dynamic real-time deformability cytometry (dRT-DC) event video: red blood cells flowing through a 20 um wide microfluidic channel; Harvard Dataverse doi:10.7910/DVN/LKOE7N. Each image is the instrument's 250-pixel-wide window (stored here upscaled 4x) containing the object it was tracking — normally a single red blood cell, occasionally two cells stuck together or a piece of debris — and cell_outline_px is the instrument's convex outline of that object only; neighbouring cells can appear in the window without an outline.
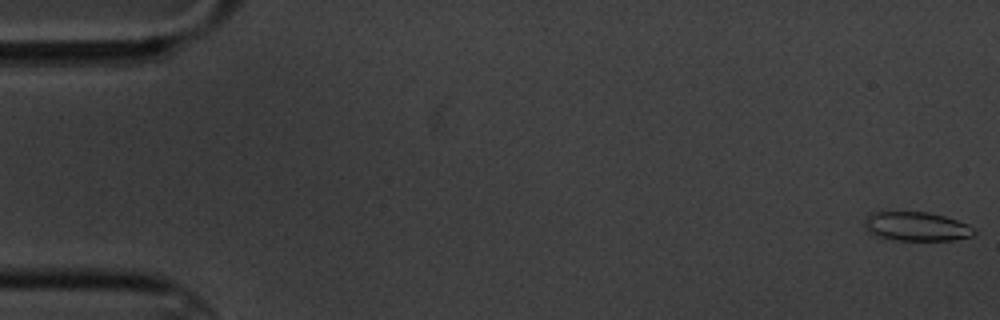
{"species": "common noctule bat (a hibernating species)", "species_latin": "Nyctalus noctula", "temperature_condition": "cold", "stored_images_in_passage": 6, "camera_frame_rate_fps": 3000, "um_per_image_px": 0.085, "animal": {"sex": "male", "body_mass_g": 20.1, "forearm_length_mm": 53.5}, "frame": {"image": 1, "passage_image": 1, "time_ms": 0.0, "image_size_px": [1000, 320], "cell_outline_px": [[976, 232], [972, 236], [956, 240], [896, 240], [876, 236], [868, 232], [864, 228], [864, 220], [872, 212], [928, 212], [944, 216], [968, 224]], "centroid_in_image_um": [77.88, 19.25], "position_along_channel_um": 7.1, "area_um2": 18.55}}
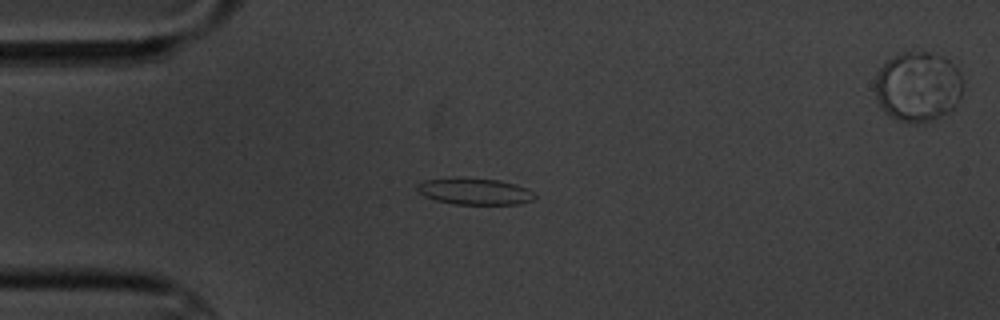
{"frame": {"image": 2, "passage_image": 5, "time_ms": 4.667, "image_size_px": [1000, 320], "cell_outline_px": [[536, 196], [532, 200], [516, 204], [452, 204], [436, 200], [424, 196], [416, 188], [416, 184], [424, 180], [500, 180], [524, 188], [532, 192]], "centroid_in_image_um": [40.34, 16.31], "position_along_channel_um": 44.7, "area_um2": 17.17}}